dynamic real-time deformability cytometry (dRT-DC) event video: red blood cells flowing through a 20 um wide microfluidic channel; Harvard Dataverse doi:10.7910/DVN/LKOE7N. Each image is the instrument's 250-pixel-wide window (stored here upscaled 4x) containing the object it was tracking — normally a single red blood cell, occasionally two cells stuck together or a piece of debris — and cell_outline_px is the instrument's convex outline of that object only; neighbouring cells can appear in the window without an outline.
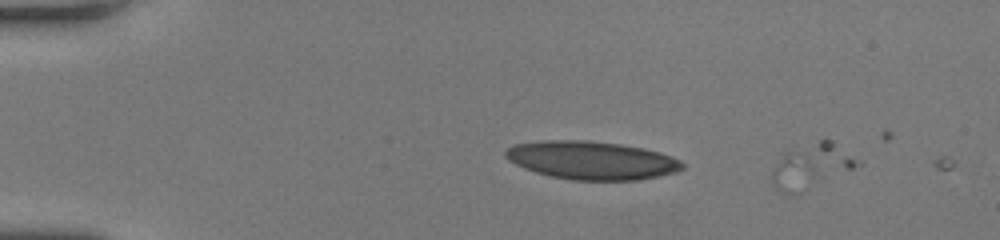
{"species": "human", "species_latin": "Homo sapiens", "temperature_condition": "room temperature", "stored_images_in_passage": 5, "segment_of_instrument_passage": [1, 2], "camera_frame_rate_fps": 3000, "um_per_image_px": 0.085, "donor": {"sex": "female"}, "frame": {"image": 1, "passage_image": 3, "time_ms": 0.667, "image_size_px": [1000, 240], "cell_outline_px": [[864, 164], [796, 192], [780, 192], [772, 184], [772, 168], [780, 152], [788, 144], [820, 140], [828, 140], [860, 160]], "centroid_in_image_um": [68.86, 14.01], "position_along_channel_um": 16.1, "area_um2": 22.43}}